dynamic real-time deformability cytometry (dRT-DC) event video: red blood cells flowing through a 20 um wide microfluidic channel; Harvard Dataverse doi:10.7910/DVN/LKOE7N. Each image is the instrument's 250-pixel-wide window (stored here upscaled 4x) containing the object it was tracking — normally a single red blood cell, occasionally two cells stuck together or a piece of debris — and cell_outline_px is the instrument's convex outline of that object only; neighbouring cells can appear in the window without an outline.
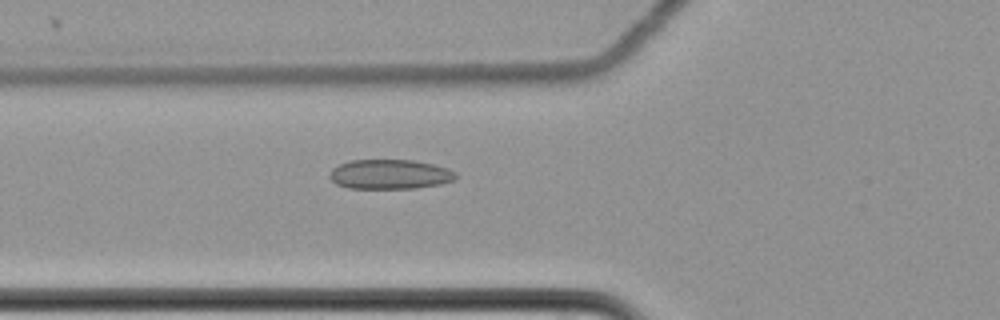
{"species": "common noctule bat (a hibernating species)", "species_latin": "Nyctalus noctula", "temperature_condition": "cold", "stored_images_in_passage": 49, "camera_frame_rate_fps": 3000, "um_per_image_px": 0.085, "animal": {"sex": "female", "body_mass_g": 22.7, "forearm_length_mm": 54.2}, "frame": {"image": 1, "passage_image": 12, "time_ms": 3.667, "image_size_px": [1000, 320], "cell_outline_px": [[456, 180], [440, 184], [416, 188], [348, 188], [336, 184], [328, 176], [332, 168], [340, 164], [352, 160], [412, 160], [432, 164], [448, 168], [456, 172]], "centroid_in_image_um": [33.14, 14.82], "position_along_channel_um": 92.7, "area_um2": 21.79}}
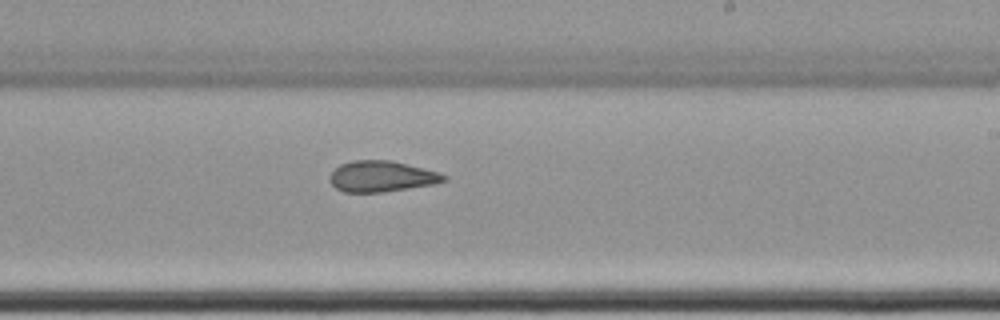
{"frame": {"image": 2, "passage_image": 26, "time_ms": 8.333, "image_size_px": [1000, 320], "cell_outline_px": [[448, 180], [432, 184], [384, 192], [344, 192], [336, 188], [332, 184], [328, 176], [340, 164], [352, 160], [392, 160], [440, 172], [448, 176]], "centroid_in_image_um": [32.45, 14.98], "position_along_channel_um": 256.6, "area_um2": 20.63}}
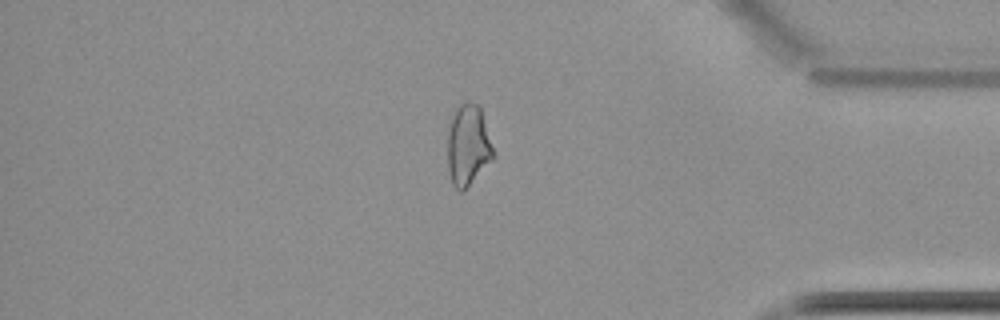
{"frame": {"image": 3, "passage_image": 40, "time_ms": 13.0, "image_size_px": [1000, 320], "cell_outline_px": [[492, 160], [464, 192], [460, 192], [452, 184], [448, 172], [448, 120], [460, 104], [468, 100], [472, 100], [480, 104], [492, 148]], "centroid_in_image_um": [39.75, 12.33], "position_along_channel_um": 395.4, "area_um2": 21.85}, "authors_computed_cell_mechanics": {"area_um2": 21.675, "velocity_mm_per_s": 3.5065, "shape_relaxation_time_tau1_ms": null, "shape_relaxation_time_tau2_ms": 5.0723, "deformation_change_tau1": null, "deformation_change_tau2": 0.1223}}